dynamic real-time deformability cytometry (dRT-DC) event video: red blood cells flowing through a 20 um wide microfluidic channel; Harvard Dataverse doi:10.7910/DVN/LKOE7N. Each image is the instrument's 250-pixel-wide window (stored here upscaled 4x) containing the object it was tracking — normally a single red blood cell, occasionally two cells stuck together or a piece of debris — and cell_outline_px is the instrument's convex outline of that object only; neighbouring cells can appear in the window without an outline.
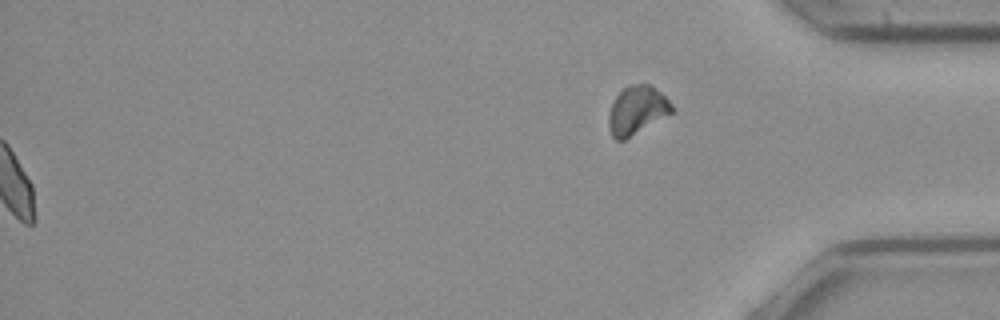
{"species": "common noctule bat (a hibernating species)", "species_latin": "Nyctalus noctula", "temperature_condition": "cold", "stored_images_in_passage": 53, "segment_of_instrument_passage": [2, 2], "camera_frame_rate_fps": 3000, "um_per_image_px": 0.085, "animal": {"sex": "female", "body_mass_g": 21.9}, "frame": {"image": 1, "passage_image": 53, "time_ms": 17.333, "image_size_px": [1000, 320], "cell_outline_px": [[676, 108], [672, 112], [624, 140], [616, 140], [612, 136], [608, 128], [608, 116], [612, 100], [628, 84], [652, 84]], "centroid_in_image_um": [54.11, 9.35], "position_along_channel_um": 381.1, "area_um2": 17.8}}